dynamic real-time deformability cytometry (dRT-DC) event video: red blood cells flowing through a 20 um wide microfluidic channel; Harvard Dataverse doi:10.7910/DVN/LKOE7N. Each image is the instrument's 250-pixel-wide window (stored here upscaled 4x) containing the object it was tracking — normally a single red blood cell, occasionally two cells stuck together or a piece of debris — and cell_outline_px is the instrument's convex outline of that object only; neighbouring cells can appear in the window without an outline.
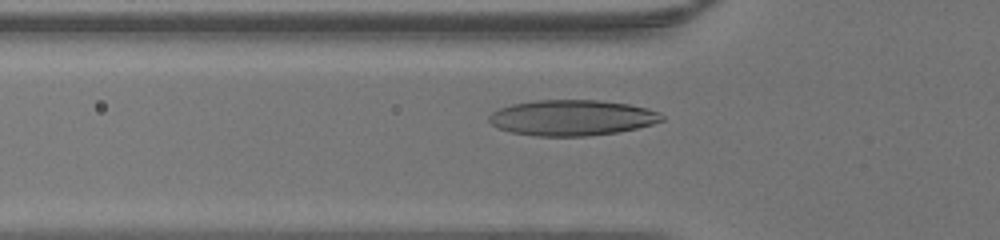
{"species": "human", "species_latin": "Homo sapiens", "temperature_condition": "warm", "stored_images_in_passage": 42, "camera_frame_rate_fps": 3000, "um_per_image_px": 0.085, "donor": {"sex": "male"}, "frame": {"image": 1, "passage_image": 13, "time_ms": 4.0, "image_size_px": [1000, 240], "cell_outline_px": [[664, 120], [652, 124], [636, 128], [616, 132], [588, 136], [536, 136], [512, 132], [500, 128], [492, 124], [488, 120], [488, 116], [492, 112], [500, 108], [512, 104], [536, 100], [600, 100], [628, 104], [648, 108], [660, 112], [664, 116]], "centroid_in_image_um": [48.64, 10.0], "position_along_channel_um": 77.2, "area_um2": 35.89}}
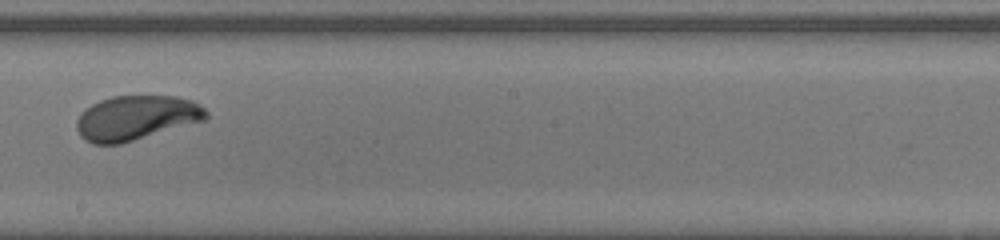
{"frame": {"image": 2, "passage_image": 24, "time_ms": 7.667, "image_size_px": [1000, 240], "cell_outline_px": [[208, 116], [204, 120], [120, 144], [92, 144], [84, 140], [80, 136], [76, 128], [76, 120], [80, 112], [92, 104], [100, 100], [112, 96], [176, 96], [192, 100], [200, 104], [208, 112]], "centroid_in_image_um": [11.54, 10.01], "position_along_channel_um": 236.7, "area_um2": 33.7}}
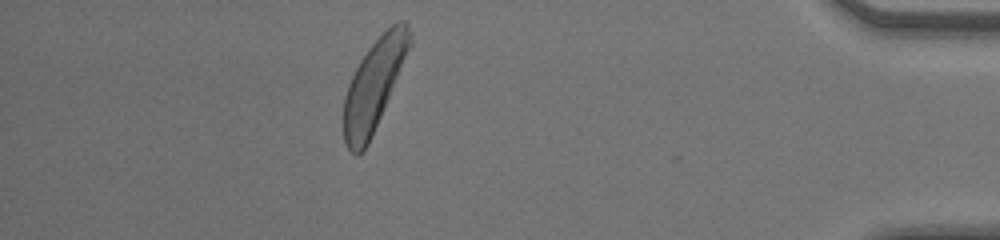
{"frame": {"image": 3, "passage_image": 39, "time_ms": 12.667, "image_size_px": [1000, 240], "cell_outline_px": [[412, 44], [384, 108], [368, 144], [356, 156], [344, 144], [344, 96], [348, 84], [360, 60], [368, 48], [396, 20], [404, 20], [408, 24], [412, 32]], "centroid_in_image_um": [31.8, 7.17], "position_along_channel_um": 403.4, "area_um2": 34.51}}